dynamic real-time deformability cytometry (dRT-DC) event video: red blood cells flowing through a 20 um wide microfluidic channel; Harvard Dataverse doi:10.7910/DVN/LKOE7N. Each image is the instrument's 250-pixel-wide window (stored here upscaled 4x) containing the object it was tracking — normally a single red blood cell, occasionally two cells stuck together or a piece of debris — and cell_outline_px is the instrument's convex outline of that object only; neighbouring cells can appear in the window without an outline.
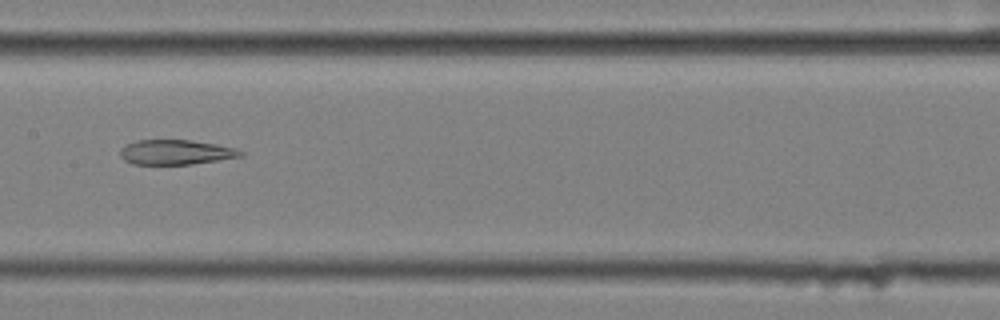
{"species": "common noctule bat (a hibernating species)", "species_latin": "Nyctalus noctula", "temperature_condition": "cold", "stored_images_in_passage": 57, "segment_of_instrument_passage": [2, 2], "camera_frame_rate_fps": 3000, "um_per_image_px": 0.085, "animal": {"sex": "female", "body_mass_g": 25.1}, "frame": {"image": 1, "passage_image": 29, "time_ms": 9.333, "image_size_px": [1000, 320], "cell_outline_px": [[244, 156], [192, 164], [132, 164], [124, 160], [120, 156], [120, 148], [136, 140], [192, 140], [216, 144], [236, 148], [244, 152]], "centroid_in_image_um": [14.95, 12.93], "position_along_channel_um": 192.4, "area_um2": 17.46}}
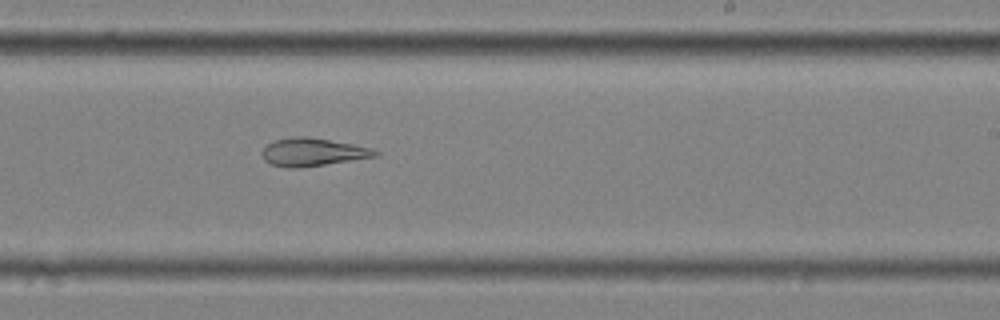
{"frame": {"image": 2, "passage_image": 35, "time_ms": 11.333, "image_size_px": [1000, 320], "cell_outline_px": [[380, 156], [296, 168], [288, 168], [272, 164], [264, 160], [260, 152], [268, 144], [276, 140], [292, 136], [304, 136], [352, 144], [372, 148], [380, 152]], "centroid_in_image_um": [26.58, 12.93], "position_along_channel_um": 262.4, "area_um2": 18.26}}
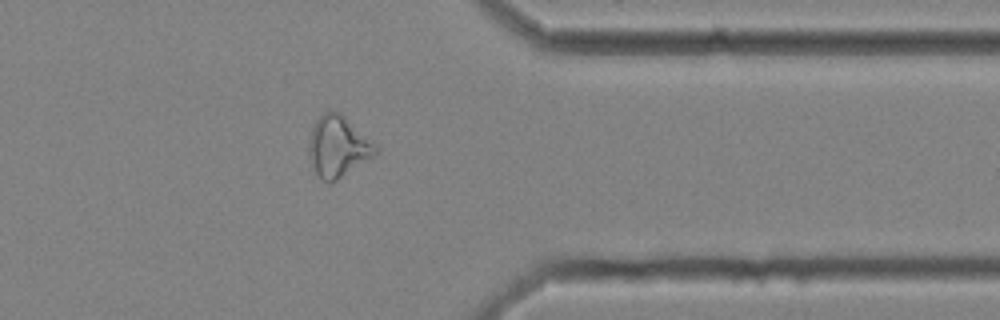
{"frame": {"image": 3, "passage_image": 46, "time_ms": 15.0, "image_size_px": [1000, 320], "cell_outline_px": [[380, 152], [376, 156], [332, 184], [328, 184], [316, 172], [312, 164], [308, 152], [308, 144], [312, 128], [316, 120], [324, 112], [340, 112], [380, 148]], "centroid_in_image_um": [28.77, 12.49], "position_along_channel_um": 382.6, "area_um2": 23.93}}